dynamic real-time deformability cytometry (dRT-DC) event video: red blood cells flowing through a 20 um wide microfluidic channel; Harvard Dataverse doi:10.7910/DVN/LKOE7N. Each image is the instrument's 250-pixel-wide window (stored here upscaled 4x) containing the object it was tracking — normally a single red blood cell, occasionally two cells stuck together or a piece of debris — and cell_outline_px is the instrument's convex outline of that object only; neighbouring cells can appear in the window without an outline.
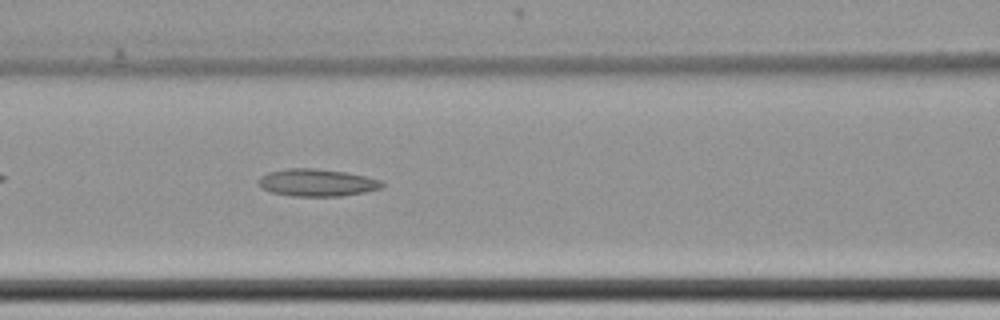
{"species": "common noctule bat (a hibernating species)", "species_latin": "Nyctalus noctula", "temperature_condition": "cold", "stored_images_in_passage": 43, "camera_frame_rate_fps": 3000, "um_per_image_px": 0.085, "animal": {"sex": "female", "body_mass_g": 22.7, "forearm_length_mm": 54.2}, "frame": {"image": 1, "passage_image": 10, "time_ms": 3.0, "image_size_px": [1000, 320], "cell_outline_px": [[384, 184], [380, 188], [364, 192], [340, 196], [292, 196], [268, 192], [260, 188], [256, 184], [256, 180], [260, 176], [268, 172], [288, 168], [316, 168], [348, 172], [380, 180]], "centroid_in_image_um": [26.85, 15.52], "position_along_channel_um": 139.8, "area_um2": 19.94}}
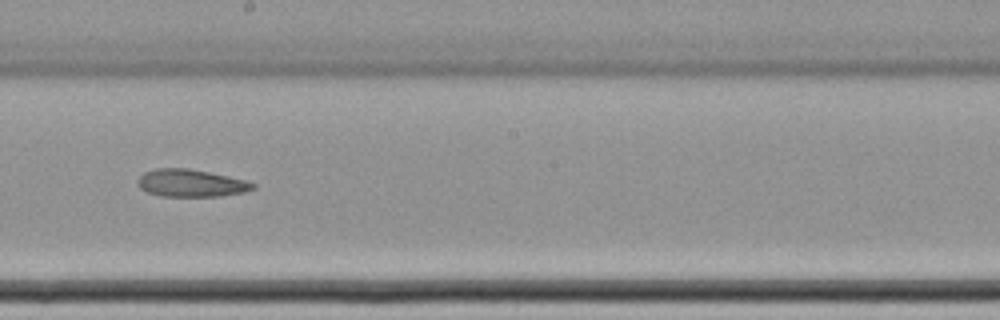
{"frame": {"image": 2, "passage_image": 18, "time_ms": 5.667, "image_size_px": [1000, 320], "cell_outline_px": [[256, 188], [244, 192], [220, 196], [160, 196], [148, 192], [140, 188], [136, 184], [136, 180], [144, 172], [156, 168], [188, 168], [228, 176], [244, 180], [256, 184]], "centroid_in_image_um": [16.2, 15.56], "position_along_channel_um": 232.0, "area_um2": 18.44}}
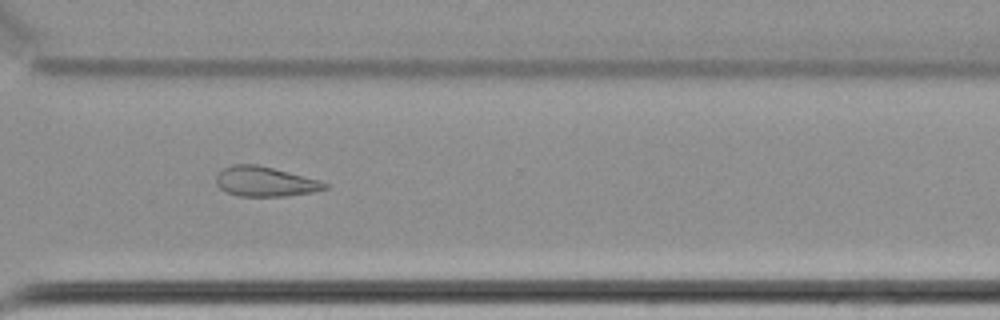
{"frame": {"image": 3, "passage_image": 28, "time_ms": 9.0, "image_size_px": [1000, 320], "cell_outline_px": [[332, 184], [328, 188], [312, 192], [284, 196], [240, 196], [228, 192], [220, 188], [216, 184], [216, 176], [224, 168], [232, 164], [256, 164], [320, 180]], "centroid_in_image_um": [22.56, 15.43], "position_along_channel_um": 348.0, "area_um2": 18.79}, "authors_computed_cell_mechanics": {"area_um2": 19.941, "velocity_mm_per_s": 3.4648, "shape_relaxation_time_tau1_ms": null, "shape_relaxation_time_tau2_ms": 4.2165, "deformation_change_tau1": null, "deformation_change_tau2": 0.102}}